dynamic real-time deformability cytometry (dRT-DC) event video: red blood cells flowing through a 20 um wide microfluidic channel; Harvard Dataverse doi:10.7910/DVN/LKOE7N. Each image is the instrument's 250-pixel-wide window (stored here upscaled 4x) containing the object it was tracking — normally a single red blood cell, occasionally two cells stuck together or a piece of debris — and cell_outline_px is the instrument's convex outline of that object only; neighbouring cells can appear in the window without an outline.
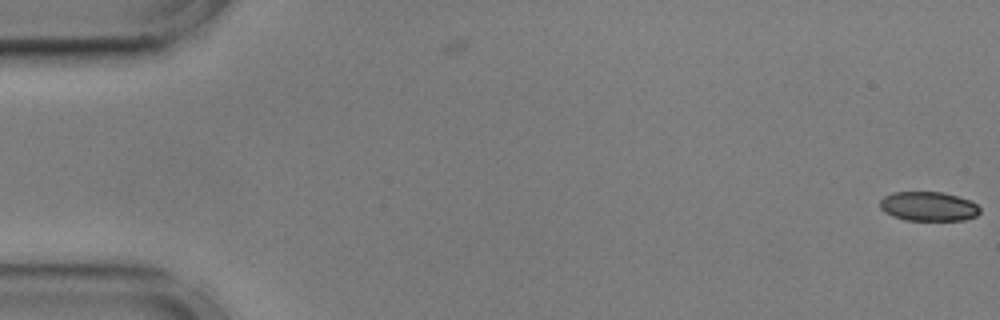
{"species": "common noctule bat (a hibernating species)", "species_latin": "Nyctalus noctula", "temperature_condition": "cold", "stored_images_in_passage": 3, "camera_frame_rate_fps": 3000, "um_per_image_px": 0.085, "animal": {"sex": "male", "body_mass_g": 17.9, "forearm_length_mm": 54.2}, "frame": {"image": 1, "passage_image": 3, "time_ms": 0.667, "image_size_px": [1000, 320], "cell_outline_px": [[980, 212], [976, 216], [964, 220], [904, 220], [892, 216], [884, 212], [880, 208], [880, 200], [884, 196], [892, 192], [944, 192], [968, 200], [976, 204], [980, 208]], "centroid_in_image_um": [78.89, 17.54], "position_along_channel_um": 6.1, "area_um2": 17.11}}